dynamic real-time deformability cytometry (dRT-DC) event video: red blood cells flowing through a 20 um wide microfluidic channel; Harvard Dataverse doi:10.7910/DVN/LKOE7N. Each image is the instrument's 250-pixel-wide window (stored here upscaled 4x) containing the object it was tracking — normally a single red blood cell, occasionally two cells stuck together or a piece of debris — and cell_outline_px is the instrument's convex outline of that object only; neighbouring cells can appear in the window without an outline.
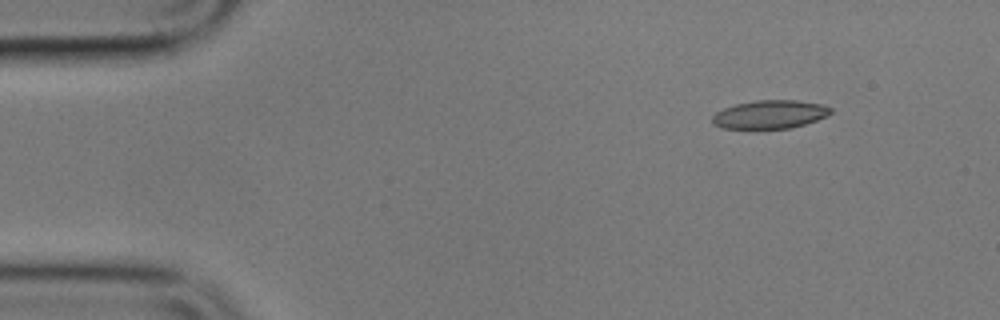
{"species": "common noctule bat (a hibernating species)", "species_latin": "Nyctalus noctula", "temperature_condition": "cold", "stored_images_in_passage": 5, "camera_frame_rate_fps": 3000, "um_per_image_px": 0.085, "animal": {"sex": "male", "body_mass_g": 17.9}, "frame": {"image": 1, "passage_image": 2, "time_ms": 1.0, "image_size_px": [1000, 320], "cell_outline_px": [[832, 112], [828, 116], [792, 128], [720, 128], [712, 124], [712, 116], [716, 112], [724, 108], [736, 104], [756, 100], [796, 100], [820, 104], [832, 108]], "centroid_in_image_um": [65.43, 9.72], "position_along_channel_um": 19.6, "area_um2": 19.54}}
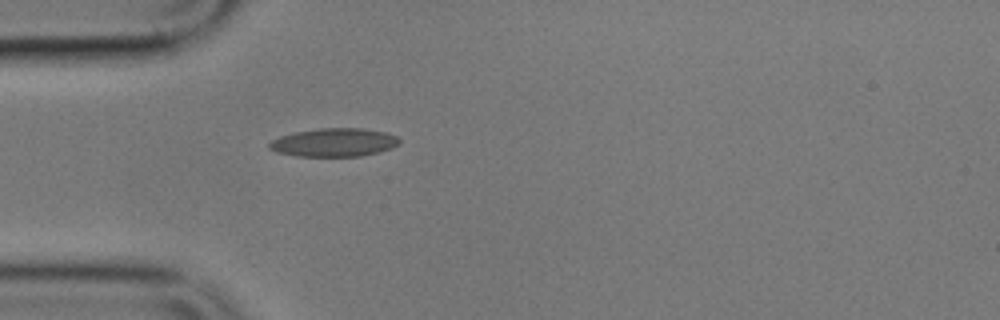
{"frame": {"image": 2, "passage_image": 5, "time_ms": 4.333, "image_size_px": [1000, 320], "cell_outline_px": [[400, 144], [392, 148], [360, 156], [296, 156], [276, 152], [268, 148], [268, 144], [272, 140], [280, 136], [296, 132], [320, 128], [364, 128], [388, 132], [396, 136], [400, 140]], "centroid_in_image_um": [28.41, 12.1], "position_along_channel_um": 56.6, "area_um2": 21.56}}